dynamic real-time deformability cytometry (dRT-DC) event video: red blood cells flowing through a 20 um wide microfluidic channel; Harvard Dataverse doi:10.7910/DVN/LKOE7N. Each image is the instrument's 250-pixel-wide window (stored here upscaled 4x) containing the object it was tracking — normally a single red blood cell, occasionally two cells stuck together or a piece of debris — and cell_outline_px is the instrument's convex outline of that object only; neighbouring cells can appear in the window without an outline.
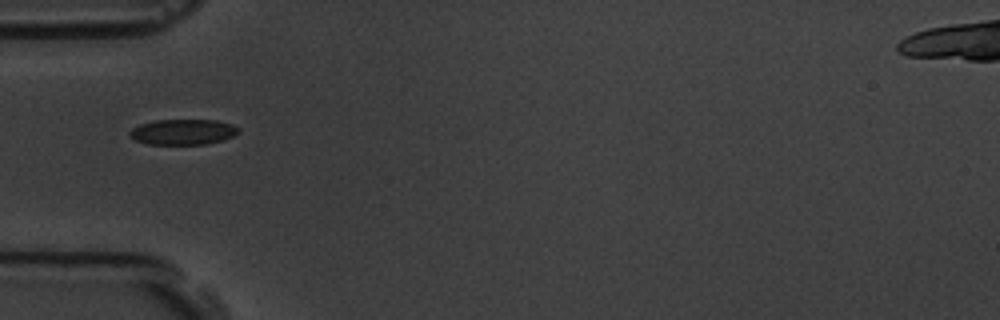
{"species": "common noctule bat (a hibernating species)", "species_latin": "Nyctalus noctula", "temperature_condition": "room temperature", "stored_images_in_passage": 39, "camera_frame_rate_fps": 3000, "um_per_image_px": 0.085, "animal": {"sex": "male", "body_mass_g": 19.5, "forearm_length_mm": 54.6}, "frame": {"image": 1, "passage_image": 1, "time_ms": 0.0, "image_size_px": [1000, 320], "cell_outline_px": [[240, 132], [224, 140], [204, 144], [148, 144], [136, 140], [128, 136], [128, 132], [132, 128], [140, 124], [156, 120], [216, 120], [232, 124], [240, 128]], "centroid_in_image_um": [15.56, 11.21], "position_along_channel_um": 69.4, "area_um2": 16.24}}
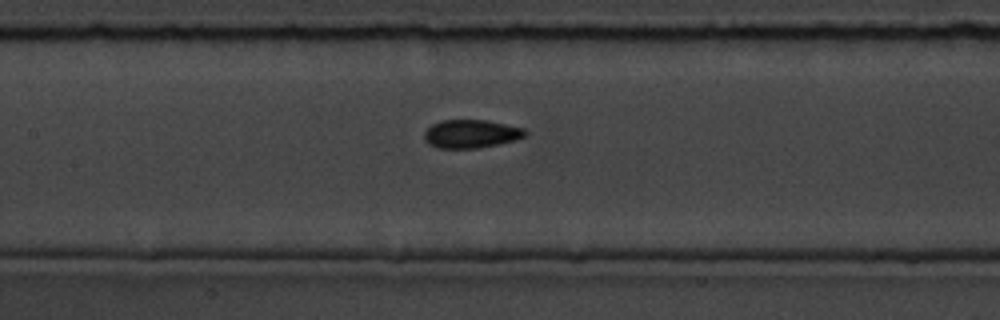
{"frame": {"image": 2, "passage_image": 9, "time_ms": 2.667, "image_size_px": [1000, 320], "cell_outline_px": [[528, 132], [524, 136], [516, 140], [476, 148], [436, 148], [428, 144], [424, 140], [424, 132], [432, 124], [440, 120], [484, 120], [524, 128]], "centroid_in_image_um": [40.0, 11.38], "position_along_channel_um": 167.4, "area_um2": 16.59}}
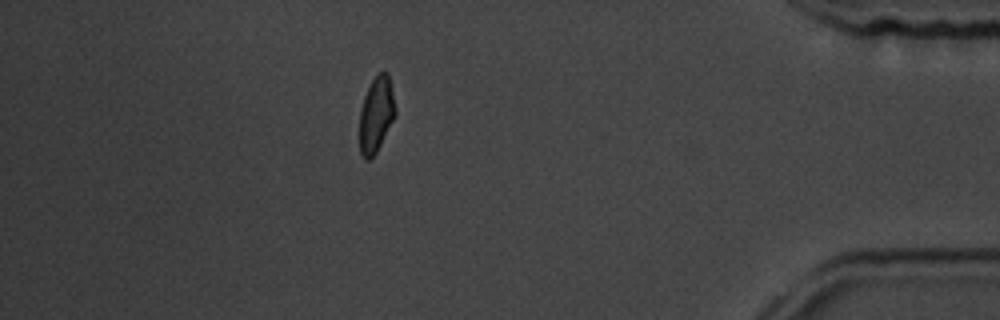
{"frame": {"image": 3, "passage_image": 32, "time_ms": 10.333, "image_size_px": [1000, 320], "cell_outline_px": [[396, 116], [376, 152], [368, 160], [364, 160], [360, 152], [360, 108], [364, 96], [372, 80], [380, 72], [388, 72], [396, 108]], "centroid_in_image_um": [31.98, 9.74], "position_along_channel_um": 403.2, "area_um2": 15.72}, "authors_computed_cell_mechanics": {"area_um2": 16.5308, "velocity_mm_per_s": 3.659, "shape_relaxation_time_tau1_ms": 6.1374, "shape_relaxation_time_tau2_ms": null, "deformation_change_tau1": 0.1074, "deformation_change_tau2": null}}